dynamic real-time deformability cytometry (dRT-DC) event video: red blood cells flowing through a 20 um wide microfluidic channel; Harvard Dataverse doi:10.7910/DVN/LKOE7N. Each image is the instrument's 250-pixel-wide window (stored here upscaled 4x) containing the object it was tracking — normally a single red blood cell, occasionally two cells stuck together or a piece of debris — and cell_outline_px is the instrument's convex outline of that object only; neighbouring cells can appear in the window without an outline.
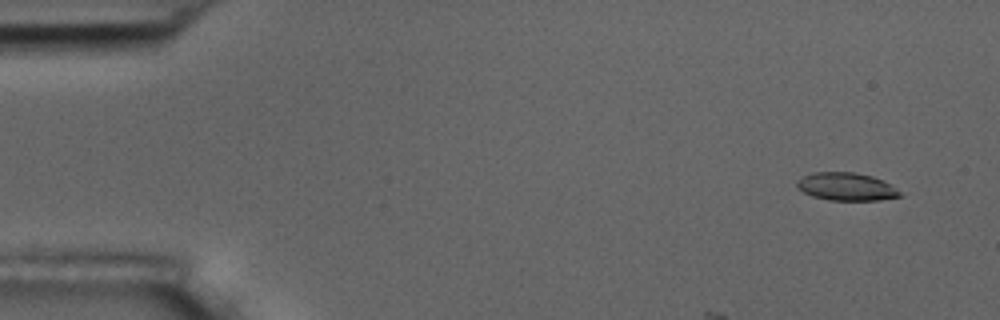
{"species": "common noctule bat (a hibernating species)", "species_latin": "Nyctalus noctula", "temperature_condition": "room temperature", "stored_images_in_passage": 14, "camera_frame_rate_fps": 3000, "um_per_image_px": 0.085, "animal": {"sex": "male", "body_mass_g": 17.5, "forearm_length_mm": 52.3}, "frame": {"image": 1, "passage_image": 1, "time_ms": 0.0, "image_size_px": [1000, 320], "cell_outline_px": [[904, 196], [880, 200], [828, 200], [812, 196], [796, 188], [796, 180], [812, 172], [856, 172], [872, 176], [884, 180], [896, 188]], "centroid_in_image_um": [71.94, 15.86], "position_along_channel_um": 13.1, "area_um2": 16.94}}